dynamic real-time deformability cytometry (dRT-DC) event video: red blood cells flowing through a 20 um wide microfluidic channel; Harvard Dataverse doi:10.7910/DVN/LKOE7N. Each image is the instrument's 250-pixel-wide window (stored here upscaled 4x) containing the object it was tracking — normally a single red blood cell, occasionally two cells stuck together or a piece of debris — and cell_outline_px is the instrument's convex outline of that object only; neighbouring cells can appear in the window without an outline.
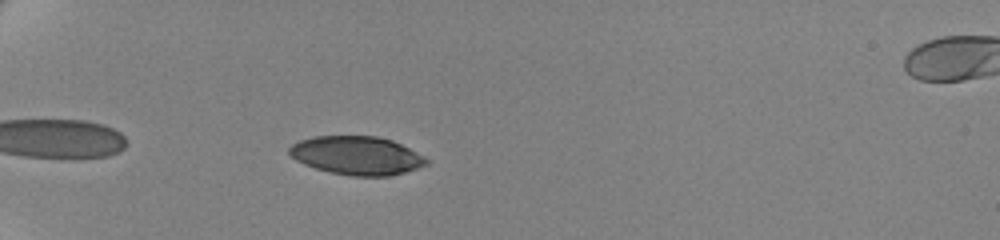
{"species": "human", "species_latin": "Homo sapiens", "temperature_condition": "cold", "stored_images_in_passage": 46, "camera_frame_rate_fps": 3000, "um_per_image_px": 0.085, "donor": {"sex": "female"}, "frame": {"image": 1, "passage_image": 6, "time_ms": 1.667, "image_size_px": [1000, 240], "cell_outline_px": [[428, 164], [404, 172], [388, 176], [352, 176], [332, 172], [316, 168], [304, 164], [296, 160], [288, 152], [288, 148], [292, 144], [300, 140], [312, 136], [376, 136], [392, 140], [408, 148], [428, 160]], "centroid_in_image_um": [30.28, 13.21], "position_along_channel_um": 54.7, "area_um2": 30.46}}
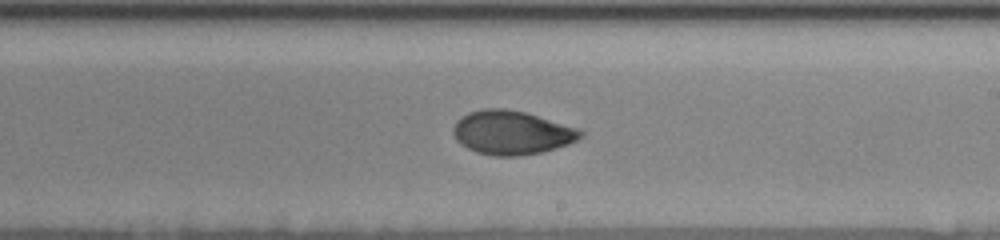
{"frame": {"image": 2, "passage_image": 25, "time_ms": 8.0, "image_size_px": [1000, 240], "cell_outline_px": [[584, 136], [568, 144], [544, 152], [520, 156], [492, 156], [476, 152], [460, 144], [456, 140], [452, 132], [452, 128], [456, 120], [468, 112], [484, 108], [504, 108], [524, 112], [580, 128], [584, 132]], "centroid_in_image_um": [43.49, 11.28], "position_along_channel_um": 245.5, "area_um2": 32.89}}
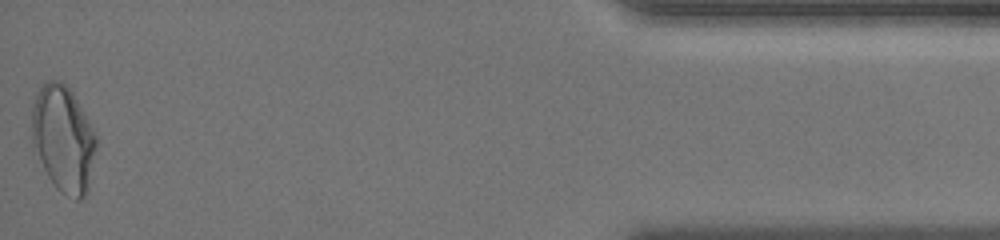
{"frame": {"image": 3, "passage_image": 46, "time_ms": 15.0, "image_size_px": [1000, 240], "cell_outline_px": [[96, 144], [88, 192], [80, 200], [76, 200], [60, 192], [56, 188], [48, 176], [32, 144], [32, 104], [40, 88], [48, 80], [56, 80], [64, 84], [72, 92], [92, 128], [96, 136]], "centroid_in_image_um": [5.37, 11.83], "position_along_channel_um": 429.8, "area_um2": 39.42}, "authors_computed_cell_mechanics": {"area_um2": 32.2524, "velocity_mm_per_s": 3.4904, "shape_relaxation_time_tau1_ms": 3.7669, "shape_relaxation_time_tau2_ms": 1.5782, "deformation_change_tau1": 0.1348, "deformation_change_tau2": 0.0451}}